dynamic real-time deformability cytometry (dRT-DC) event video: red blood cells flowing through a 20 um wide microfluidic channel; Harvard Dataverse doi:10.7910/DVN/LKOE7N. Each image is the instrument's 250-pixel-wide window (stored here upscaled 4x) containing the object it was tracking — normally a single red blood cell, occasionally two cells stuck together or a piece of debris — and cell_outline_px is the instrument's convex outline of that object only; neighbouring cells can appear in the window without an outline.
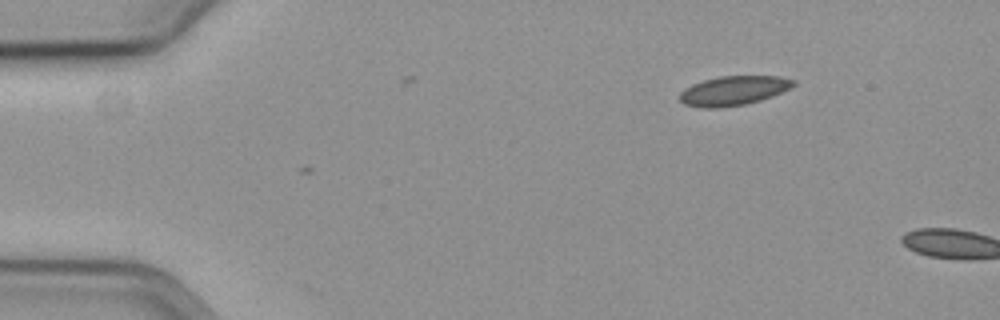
{"species": "common noctule bat (a hibernating species)", "species_latin": "Nyctalus noctula", "temperature_condition": "cold", "stored_images_in_passage": 2, "camera_frame_rate_fps": 3000, "um_per_image_px": 0.085, "animal": {"sex": "female", "body_mass_g": 19.3, "forearm_length_mm": 54.1}, "frame": {"image": 1, "passage_image": 2, "time_ms": 0.333, "image_size_px": [1000, 320], "cell_outline_px": [[796, 84], [792, 88], [772, 96], [760, 100], [744, 104], [720, 108], [704, 108], [684, 104], [680, 100], [680, 92], [684, 88], [692, 84], [704, 80], [720, 76], [780, 76], [796, 80]], "centroid_in_image_um": [62.37, 7.7], "position_along_channel_um": 22.6, "area_um2": 19.54}}